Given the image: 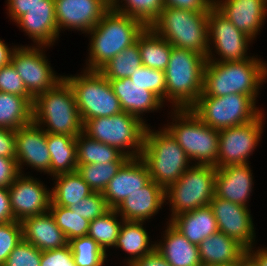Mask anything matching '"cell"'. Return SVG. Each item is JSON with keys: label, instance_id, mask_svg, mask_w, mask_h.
<instances>
[{"label": "cell", "instance_id": "obj_1", "mask_svg": "<svg viewBox=\"0 0 267 266\" xmlns=\"http://www.w3.org/2000/svg\"><path fill=\"white\" fill-rule=\"evenodd\" d=\"M267 80V63L258 56L233 62L207 61L204 68L203 92L200 96L243 94L257 102V95Z\"/></svg>", "mask_w": 267, "mask_h": 266}, {"label": "cell", "instance_id": "obj_2", "mask_svg": "<svg viewBox=\"0 0 267 266\" xmlns=\"http://www.w3.org/2000/svg\"><path fill=\"white\" fill-rule=\"evenodd\" d=\"M145 28L139 20L110 7L98 24L87 33L91 39L89 38V55L84 69L99 71L113 57L136 43Z\"/></svg>", "mask_w": 267, "mask_h": 266}, {"label": "cell", "instance_id": "obj_3", "mask_svg": "<svg viewBox=\"0 0 267 266\" xmlns=\"http://www.w3.org/2000/svg\"><path fill=\"white\" fill-rule=\"evenodd\" d=\"M206 62L197 52L172 46L165 69L166 102L172 109H190L195 104L203 92Z\"/></svg>", "mask_w": 267, "mask_h": 266}, {"label": "cell", "instance_id": "obj_4", "mask_svg": "<svg viewBox=\"0 0 267 266\" xmlns=\"http://www.w3.org/2000/svg\"><path fill=\"white\" fill-rule=\"evenodd\" d=\"M32 121L46 133L77 137L83 132L72 87L65 79L34 98Z\"/></svg>", "mask_w": 267, "mask_h": 266}, {"label": "cell", "instance_id": "obj_5", "mask_svg": "<svg viewBox=\"0 0 267 266\" xmlns=\"http://www.w3.org/2000/svg\"><path fill=\"white\" fill-rule=\"evenodd\" d=\"M149 126L144 133L140 158L148 167L151 180L166 190L183 175L192 162L164 127L154 131Z\"/></svg>", "mask_w": 267, "mask_h": 266}, {"label": "cell", "instance_id": "obj_6", "mask_svg": "<svg viewBox=\"0 0 267 266\" xmlns=\"http://www.w3.org/2000/svg\"><path fill=\"white\" fill-rule=\"evenodd\" d=\"M209 12L164 7L150 28L173 47L197 52L207 58Z\"/></svg>", "mask_w": 267, "mask_h": 266}, {"label": "cell", "instance_id": "obj_7", "mask_svg": "<svg viewBox=\"0 0 267 266\" xmlns=\"http://www.w3.org/2000/svg\"><path fill=\"white\" fill-rule=\"evenodd\" d=\"M171 110L172 122L164 124V128L183 148L190 161L216 167L219 130L207 126L190 109Z\"/></svg>", "mask_w": 267, "mask_h": 266}, {"label": "cell", "instance_id": "obj_8", "mask_svg": "<svg viewBox=\"0 0 267 266\" xmlns=\"http://www.w3.org/2000/svg\"><path fill=\"white\" fill-rule=\"evenodd\" d=\"M147 125L138 117L121 112L110 117H96L83 123V132L113 146L128 158H140Z\"/></svg>", "mask_w": 267, "mask_h": 266}, {"label": "cell", "instance_id": "obj_9", "mask_svg": "<svg viewBox=\"0 0 267 266\" xmlns=\"http://www.w3.org/2000/svg\"><path fill=\"white\" fill-rule=\"evenodd\" d=\"M64 79L72 87L82 123L123 112L110 81L99 71L84 69L78 75H64Z\"/></svg>", "mask_w": 267, "mask_h": 266}, {"label": "cell", "instance_id": "obj_10", "mask_svg": "<svg viewBox=\"0 0 267 266\" xmlns=\"http://www.w3.org/2000/svg\"><path fill=\"white\" fill-rule=\"evenodd\" d=\"M217 168L213 165L192 164L183 175L165 190L171 216L208 206L215 196Z\"/></svg>", "mask_w": 267, "mask_h": 266}, {"label": "cell", "instance_id": "obj_11", "mask_svg": "<svg viewBox=\"0 0 267 266\" xmlns=\"http://www.w3.org/2000/svg\"><path fill=\"white\" fill-rule=\"evenodd\" d=\"M247 95L199 96L190 110L207 126L222 130L255 120L264 110Z\"/></svg>", "mask_w": 267, "mask_h": 266}, {"label": "cell", "instance_id": "obj_12", "mask_svg": "<svg viewBox=\"0 0 267 266\" xmlns=\"http://www.w3.org/2000/svg\"><path fill=\"white\" fill-rule=\"evenodd\" d=\"M208 35L207 61L233 62L253 57V55L248 56L247 53L249 44L253 40L238 30L215 6L208 14ZM213 52H216L220 58H216L217 55Z\"/></svg>", "mask_w": 267, "mask_h": 266}, {"label": "cell", "instance_id": "obj_13", "mask_svg": "<svg viewBox=\"0 0 267 266\" xmlns=\"http://www.w3.org/2000/svg\"><path fill=\"white\" fill-rule=\"evenodd\" d=\"M46 46H16L11 63L22 78L27 92L35 98L55 87L64 75H56L45 53Z\"/></svg>", "mask_w": 267, "mask_h": 266}, {"label": "cell", "instance_id": "obj_14", "mask_svg": "<svg viewBox=\"0 0 267 266\" xmlns=\"http://www.w3.org/2000/svg\"><path fill=\"white\" fill-rule=\"evenodd\" d=\"M265 114L241 125L219 130V152L216 168L228 165L250 164V155L262 139Z\"/></svg>", "mask_w": 267, "mask_h": 266}, {"label": "cell", "instance_id": "obj_15", "mask_svg": "<svg viewBox=\"0 0 267 266\" xmlns=\"http://www.w3.org/2000/svg\"><path fill=\"white\" fill-rule=\"evenodd\" d=\"M37 178L20 173L8 187L11 209L16 221L43 214L51 205V190Z\"/></svg>", "mask_w": 267, "mask_h": 266}, {"label": "cell", "instance_id": "obj_16", "mask_svg": "<svg viewBox=\"0 0 267 266\" xmlns=\"http://www.w3.org/2000/svg\"><path fill=\"white\" fill-rule=\"evenodd\" d=\"M209 206L213 210L220 232L235 239L247 250L256 243L255 226L248 207L216 196L212 198Z\"/></svg>", "mask_w": 267, "mask_h": 266}, {"label": "cell", "instance_id": "obj_17", "mask_svg": "<svg viewBox=\"0 0 267 266\" xmlns=\"http://www.w3.org/2000/svg\"><path fill=\"white\" fill-rule=\"evenodd\" d=\"M55 17L59 34L61 30L87 33L101 20L110 8L106 0H54Z\"/></svg>", "mask_w": 267, "mask_h": 266}, {"label": "cell", "instance_id": "obj_18", "mask_svg": "<svg viewBox=\"0 0 267 266\" xmlns=\"http://www.w3.org/2000/svg\"><path fill=\"white\" fill-rule=\"evenodd\" d=\"M47 133L33 121L15 130L16 161L20 173L25 165L50 175V152ZM23 165V166H22Z\"/></svg>", "mask_w": 267, "mask_h": 266}, {"label": "cell", "instance_id": "obj_19", "mask_svg": "<svg viewBox=\"0 0 267 266\" xmlns=\"http://www.w3.org/2000/svg\"><path fill=\"white\" fill-rule=\"evenodd\" d=\"M214 6L252 40L256 39L267 16V0H214Z\"/></svg>", "mask_w": 267, "mask_h": 266}, {"label": "cell", "instance_id": "obj_20", "mask_svg": "<svg viewBox=\"0 0 267 266\" xmlns=\"http://www.w3.org/2000/svg\"><path fill=\"white\" fill-rule=\"evenodd\" d=\"M150 180L145 162L141 158H129L103 191L108 207L116 209L126 197L143 188Z\"/></svg>", "mask_w": 267, "mask_h": 266}, {"label": "cell", "instance_id": "obj_21", "mask_svg": "<svg viewBox=\"0 0 267 266\" xmlns=\"http://www.w3.org/2000/svg\"><path fill=\"white\" fill-rule=\"evenodd\" d=\"M15 23L33 40L36 46L51 47L60 36L54 0H43V3L30 8Z\"/></svg>", "mask_w": 267, "mask_h": 266}, {"label": "cell", "instance_id": "obj_22", "mask_svg": "<svg viewBox=\"0 0 267 266\" xmlns=\"http://www.w3.org/2000/svg\"><path fill=\"white\" fill-rule=\"evenodd\" d=\"M252 171L249 164L228 165L217 168L215 196L248 207L254 187Z\"/></svg>", "mask_w": 267, "mask_h": 266}, {"label": "cell", "instance_id": "obj_23", "mask_svg": "<svg viewBox=\"0 0 267 266\" xmlns=\"http://www.w3.org/2000/svg\"><path fill=\"white\" fill-rule=\"evenodd\" d=\"M165 201V190L154 180L143 188L131 193L115 209L124 221L145 222L162 209Z\"/></svg>", "mask_w": 267, "mask_h": 266}, {"label": "cell", "instance_id": "obj_24", "mask_svg": "<svg viewBox=\"0 0 267 266\" xmlns=\"http://www.w3.org/2000/svg\"><path fill=\"white\" fill-rule=\"evenodd\" d=\"M114 94L120 101L122 111L138 117L146 125L143 115L161 110L164 103L151 91L132 83L130 78L109 80Z\"/></svg>", "mask_w": 267, "mask_h": 266}, {"label": "cell", "instance_id": "obj_25", "mask_svg": "<svg viewBox=\"0 0 267 266\" xmlns=\"http://www.w3.org/2000/svg\"><path fill=\"white\" fill-rule=\"evenodd\" d=\"M23 239L40 251L60 249L69 245L50 211L25 218L22 222Z\"/></svg>", "mask_w": 267, "mask_h": 266}, {"label": "cell", "instance_id": "obj_26", "mask_svg": "<svg viewBox=\"0 0 267 266\" xmlns=\"http://www.w3.org/2000/svg\"><path fill=\"white\" fill-rule=\"evenodd\" d=\"M202 266H222L237 263L247 249L235 239L217 231L199 245Z\"/></svg>", "mask_w": 267, "mask_h": 266}, {"label": "cell", "instance_id": "obj_27", "mask_svg": "<svg viewBox=\"0 0 267 266\" xmlns=\"http://www.w3.org/2000/svg\"><path fill=\"white\" fill-rule=\"evenodd\" d=\"M168 222L195 245L219 231L217 220L209 205L176 215Z\"/></svg>", "mask_w": 267, "mask_h": 266}, {"label": "cell", "instance_id": "obj_28", "mask_svg": "<svg viewBox=\"0 0 267 266\" xmlns=\"http://www.w3.org/2000/svg\"><path fill=\"white\" fill-rule=\"evenodd\" d=\"M164 240L155 242V248L171 266H202L198 245L189 242L168 221Z\"/></svg>", "mask_w": 267, "mask_h": 266}, {"label": "cell", "instance_id": "obj_29", "mask_svg": "<svg viewBox=\"0 0 267 266\" xmlns=\"http://www.w3.org/2000/svg\"><path fill=\"white\" fill-rule=\"evenodd\" d=\"M146 222L123 221L119 235L114 247L122 249L129 256L124 259L126 265H130L134 260L150 253L155 248L154 244L150 243V236L146 228L143 227ZM151 244V245H150Z\"/></svg>", "mask_w": 267, "mask_h": 266}, {"label": "cell", "instance_id": "obj_30", "mask_svg": "<svg viewBox=\"0 0 267 266\" xmlns=\"http://www.w3.org/2000/svg\"><path fill=\"white\" fill-rule=\"evenodd\" d=\"M47 148L50 152V176L77 170L76 137L47 133Z\"/></svg>", "mask_w": 267, "mask_h": 266}, {"label": "cell", "instance_id": "obj_31", "mask_svg": "<svg viewBox=\"0 0 267 266\" xmlns=\"http://www.w3.org/2000/svg\"><path fill=\"white\" fill-rule=\"evenodd\" d=\"M52 180H55V184L51 188V201L55 205L69 207L94 192L77 170L56 175Z\"/></svg>", "mask_w": 267, "mask_h": 266}, {"label": "cell", "instance_id": "obj_32", "mask_svg": "<svg viewBox=\"0 0 267 266\" xmlns=\"http://www.w3.org/2000/svg\"><path fill=\"white\" fill-rule=\"evenodd\" d=\"M137 42L142 65L165 71L171 56L172 45L150 27L144 29L138 36Z\"/></svg>", "mask_w": 267, "mask_h": 266}, {"label": "cell", "instance_id": "obj_33", "mask_svg": "<svg viewBox=\"0 0 267 266\" xmlns=\"http://www.w3.org/2000/svg\"><path fill=\"white\" fill-rule=\"evenodd\" d=\"M33 97L0 92V127L16 130L32 122Z\"/></svg>", "mask_w": 267, "mask_h": 266}, {"label": "cell", "instance_id": "obj_34", "mask_svg": "<svg viewBox=\"0 0 267 266\" xmlns=\"http://www.w3.org/2000/svg\"><path fill=\"white\" fill-rule=\"evenodd\" d=\"M77 165L126 162L129 158L117 148L90 138L84 132L76 137Z\"/></svg>", "mask_w": 267, "mask_h": 266}, {"label": "cell", "instance_id": "obj_35", "mask_svg": "<svg viewBox=\"0 0 267 266\" xmlns=\"http://www.w3.org/2000/svg\"><path fill=\"white\" fill-rule=\"evenodd\" d=\"M123 221L117 211L110 208L102 216L90 221L87 236L96 241L103 251L107 253L108 248H114Z\"/></svg>", "mask_w": 267, "mask_h": 266}, {"label": "cell", "instance_id": "obj_36", "mask_svg": "<svg viewBox=\"0 0 267 266\" xmlns=\"http://www.w3.org/2000/svg\"><path fill=\"white\" fill-rule=\"evenodd\" d=\"M140 66L142 63L136 42L113 57L99 72L108 80L130 78Z\"/></svg>", "mask_w": 267, "mask_h": 266}, {"label": "cell", "instance_id": "obj_37", "mask_svg": "<svg viewBox=\"0 0 267 266\" xmlns=\"http://www.w3.org/2000/svg\"><path fill=\"white\" fill-rule=\"evenodd\" d=\"M110 7L150 27L165 5L163 0H113Z\"/></svg>", "mask_w": 267, "mask_h": 266}, {"label": "cell", "instance_id": "obj_38", "mask_svg": "<svg viewBox=\"0 0 267 266\" xmlns=\"http://www.w3.org/2000/svg\"><path fill=\"white\" fill-rule=\"evenodd\" d=\"M49 211L54 217L56 225L66 235L68 241L87 236L90 221L82 218L78 213L68 207L55 205L52 201Z\"/></svg>", "mask_w": 267, "mask_h": 266}, {"label": "cell", "instance_id": "obj_39", "mask_svg": "<svg viewBox=\"0 0 267 266\" xmlns=\"http://www.w3.org/2000/svg\"><path fill=\"white\" fill-rule=\"evenodd\" d=\"M124 163L107 162L103 164L77 165V172L94 192L103 193L109 181L116 175Z\"/></svg>", "mask_w": 267, "mask_h": 266}, {"label": "cell", "instance_id": "obj_40", "mask_svg": "<svg viewBox=\"0 0 267 266\" xmlns=\"http://www.w3.org/2000/svg\"><path fill=\"white\" fill-rule=\"evenodd\" d=\"M76 266H104L108 254L88 236L69 241Z\"/></svg>", "mask_w": 267, "mask_h": 266}, {"label": "cell", "instance_id": "obj_41", "mask_svg": "<svg viewBox=\"0 0 267 266\" xmlns=\"http://www.w3.org/2000/svg\"><path fill=\"white\" fill-rule=\"evenodd\" d=\"M130 79L132 83L153 92L163 103L166 101L165 71L142 65L136 68Z\"/></svg>", "mask_w": 267, "mask_h": 266}, {"label": "cell", "instance_id": "obj_42", "mask_svg": "<svg viewBox=\"0 0 267 266\" xmlns=\"http://www.w3.org/2000/svg\"><path fill=\"white\" fill-rule=\"evenodd\" d=\"M23 240L20 221L0 224V266H3L13 249Z\"/></svg>", "mask_w": 267, "mask_h": 266}, {"label": "cell", "instance_id": "obj_43", "mask_svg": "<svg viewBox=\"0 0 267 266\" xmlns=\"http://www.w3.org/2000/svg\"><path fill=\"white\" fill-rule=\"evenodd\" d=\"M68 208L88 221H92L95 218L102 216L110 209L101 192H93L78 202V204L71 205Z\"/></svg>", "mask_w": 267, "mask_h": 266}, {"label": "cell", "instance_id": "obj_44", "mask_svg": "<svg viewBox=\"0 0 267 266\" xmlns=\"http://www.w3.org/2000/svg\"><path fill=\"white\" fill-rule=\"evenodd\" d=\"M42 251L24 239L13 249L3 266H40Z\"/></svg>", "mask_w": 267, "mask_h": 266}, {"label": "cell", "instance_id": "obj_45", "mask_svg": "<svg viewBox=\"0 0 267 266\" xmlns=\"http://www.w3.org/2000/svg\"><path fill=\"white\" fill-rule=\"evenodd\" d=\"M0 92L16 94L22 97H32L27 92L22 78L11 62L0 67Z\"/></svg>", "mask_w": 267, "mask_h": 266}, {"label": "cell", "instance_id": "obj_46", "mask_svg": "<svg viewBox=\"0 0 267 266\" xmlns=\"http://www.w3.org/2000/svg\"><path fill=\"white\" fill-rule=\"evenodd\" d=\"M40 266H76L70 245L42 251Z\"/></svg>", "mask_w": 267, "mask_h": 266}, {"label": "cell", "instance_id": "obj_47", "mask_svg": "<svg viewBox=\"0 0 267 266\" xmlns=\"http://www.w3.org/2000/svg\"><path fill=\"white\" fill-rule=\"evenodd\" d=\"M165 7H174L194 12H209L214 0H163Z\"/></svg>", "mask_w": 267, "mask_h": 266}, {"label": "cell", "instance_id": "obj_48", "mask_svg": "<svg viewBox=\"0 0 267 266\" xmlns=\"http://www.w3.org/2000/svg\"><path fill=\"white\" fill-rule=\"evenodd\" d=\"M20 174L16 158L0 157V187H9Z\"/></svg>", "mask_w": 267, "mask_h": 266}, {"label": "cell", "instance_id": "obj_49", "mask_svg": "<svg viewBox=\"0 0 267 266\" xmlns=\"http://www.w3.org/2000/svg\"><path fill=\"white\" fill-rule=\"evenodd\" d=\"M7 15L15 22L20 16L29 11L35 5L43 3V0H7Z\"/></svg>", "mask_w": 267, "mask_h": 266}, {"label": "cell", "instance_id": "obj_50", "mask_svg": "<svg viewBox=\"0 0 267 266\" xmlns=\"http://www.w3.org/2000/svg\"><path fill=\"white\" fill-rule=\"evenodd\" d=\"M0 157L16 158L15 130L0 127Z\"/></svg>", "mask_w": 267, "mask_h": 266}, {"label": "cell", "instance_id": "obj_51", "mask_svg": "<svg viewBox=\"0 0 267 266\" xmlns=\"http://www.w3.org/2000/svg\"><path fill=\"white\" fill-rule=\"evenodd\" d=\"M128 266H171L161 253L154 248L150 253L134 260Z\"/></svg>", "mask_w": 267, "mask_h": 266}, {"label": "cell", "instance_id": "obj_52", "mask_svg": "<svg viewBox=\"0 0 267 266\" xmlns=\"http://www.w3.org/2000/svg\"><path fill=\"white\" fill-rule=\"evenodd\" d=\"M14 220L8 188L0 187V224Z\"/></svg>", "mask_w": 267, "mask_h": 266}, {"label": "cell", "instance_id": "obj_53", "mask_svg": "<svg viewBox=\"0 0 267 266\" xmlns=\"http://www.w3.org/2000/svg\"><path fill=\"white\" fill-rule=\"evenodd\" d=\"M16 45L9 47L3 40L0 39V67L11 62V56Z\"/></svg>", "mask_w": 267, "mask_h": 266}, {"label": "cell", "instance_id": "obj_54", "mask_svg": "<svg viewBox=\"0 0 267 266\" xmlns=\"http://www.w3.org/2000/svg\"><path fill=\"white\" fill-rule=\"evenodd\" d=\"M254 249L255 245L249 248L247 251L257 260L260 266H267V247H258L257 250Z\"/></svg>", "mask_w": 267, "mask_h": 266}, {"label": "cell", "instance_id": "obj_55", "mask_svg": "<svg viewBox=\"0 0 267 266\" xmlns=\"http://www.w3.org/2000/svg\"><path fill=\"white\" fill-rule=\"evenodd\" d=\"M237 266H260L257 260L247 251L236 263Z\"/></svg>", "mask_w": 267, "mask_h": 266}, {"label": "cell", "instance_id": "obj_56", "mask_svg": "<svg viewBox=\"0 0 267 266\" xmlns=\"http://www.w3.org/2000/svg\"><path fill=\"white\" fill-rule=\"evenodd\" d=\"M222 266H237L236 263L231 264V265H222Z\"/></svg>", "mask_w": 267, "mask_h": 266}, {"label": "cell", "instance_id": "obj_57", "mask_svg": "<svg viewBox=\"0 0 267 266\" xmlns=\"http://www.w3.org/2000/svg\"><path fill=\"white\" fill-rule=\"evenodd\" d=\"M106 1H107L109 4H111L113 0H106Z\"/></svg>", "mask_w": 267, "mask_h": 266}]
</instances>
